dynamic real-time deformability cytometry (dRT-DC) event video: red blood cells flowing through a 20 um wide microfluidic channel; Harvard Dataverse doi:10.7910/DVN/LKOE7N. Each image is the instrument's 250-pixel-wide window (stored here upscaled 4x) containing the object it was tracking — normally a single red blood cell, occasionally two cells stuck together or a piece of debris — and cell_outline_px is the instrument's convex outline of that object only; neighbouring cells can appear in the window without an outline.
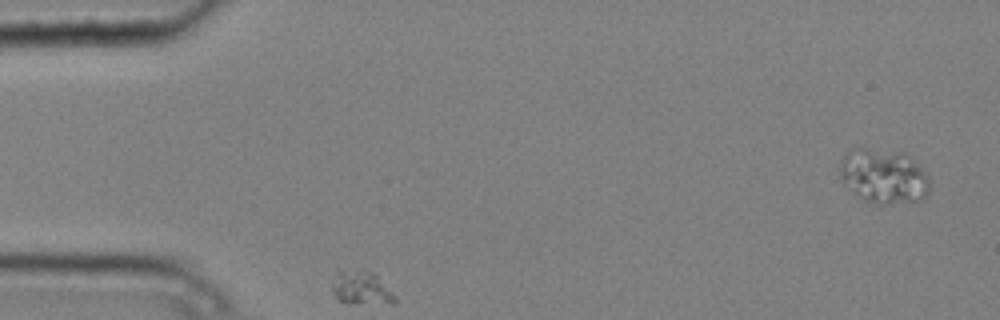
{"species": "common noctule bat (a hibernating species)", "species_latin": "Nyctalus noctula", "temperature_condition": "cold", "stored_images_in_passage": 2, "segment_of_instrument_passage": [1, 2], "camera_frame_rate_fps": 3000, "um_per_image_px": 0.085, "animal": {"sex": "male", "body_mass_g": 20.4}, "frame": {"image": 1, "passage_image": 1, "time_ms": 0.0, "image_size_px": [1000, 320], "cell_outline_px": [[396, 300], [392, 304], [340, 300], [332, 292], [332, 288], [336, 272], [372, 272], [396, 296]], "centroid_in_image_um": [30.74, 24.49], "position_along_channel_um": 54.3, "area_um2": 11.21}}